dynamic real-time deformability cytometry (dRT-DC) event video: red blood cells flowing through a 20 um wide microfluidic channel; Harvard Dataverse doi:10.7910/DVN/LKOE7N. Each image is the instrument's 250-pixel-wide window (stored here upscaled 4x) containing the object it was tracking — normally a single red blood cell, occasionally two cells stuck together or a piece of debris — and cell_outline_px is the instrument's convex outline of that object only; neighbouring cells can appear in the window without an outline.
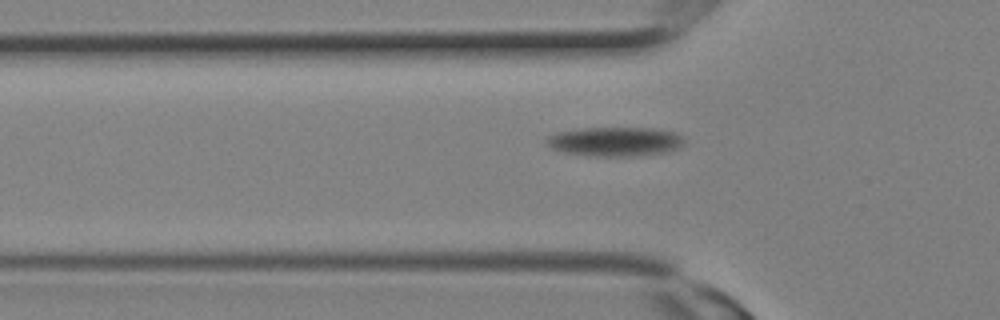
{"species": "Egyptian fruit bat (a non-hibernating species)", "species_latin": "Rousettus aegyptiacus", "temperature_condition": "room temperature", "stored_images_in_passage": 4, "camera_frame_rate_fps": 3000, "um_per_image_px": 0.085, "animal": {"sex": "female"}, "frame": {"image": 1, "passage_image": 4, "time_ms": 1.0, "image_size_px": [1000, 320], "cell_outline_px": [[684, 144], [676, 148], [664, 152], [632, 156], [588, 156], [564, 152], [552, 148], [544, 140], [548, 136], [560, 132], [584, 128], [652, 128], [676, 132], [684, 136]], "centroid_in_image_um": [52.3, 12.03], "position_along_channel_um": 73.5, "area_um2": 23.35}}